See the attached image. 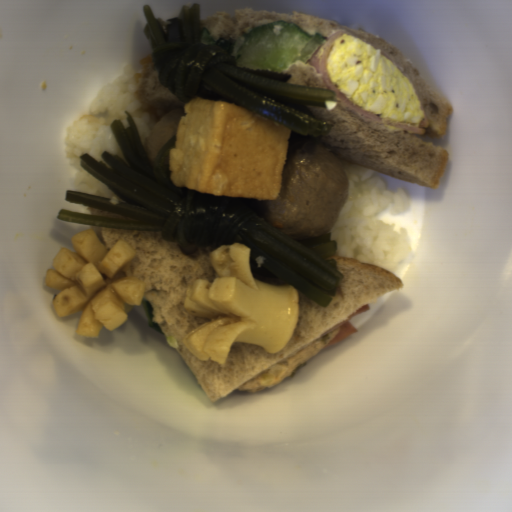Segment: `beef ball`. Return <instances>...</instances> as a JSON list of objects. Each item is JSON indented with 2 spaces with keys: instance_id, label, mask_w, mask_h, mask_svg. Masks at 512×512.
<instances>
[{
  "instance_id": "beef-ball-1",
  "label": "beef ball",
  "mask_w": 512,
  "mask_h": 512,
  "mask_svg": "<svg viewBox=\"0 0 512 512\" xmlns=\"http://www.w3.org/2000/svg\"><path fill=\"white\" fill-rule=\"evenodd\" d=\"M350 199V179L332 149L315 140L286 156L279 195L263 199L265 222L292 240L321 237L333 230Z\"/></svg>"
}]
</instances>
